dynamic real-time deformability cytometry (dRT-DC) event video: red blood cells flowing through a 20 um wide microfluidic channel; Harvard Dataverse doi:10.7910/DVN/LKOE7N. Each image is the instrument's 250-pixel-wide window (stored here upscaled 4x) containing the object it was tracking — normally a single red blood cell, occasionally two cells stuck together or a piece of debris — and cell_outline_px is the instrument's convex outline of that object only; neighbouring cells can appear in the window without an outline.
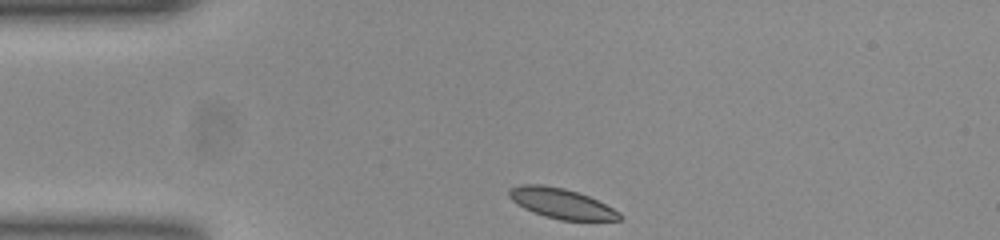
{"species": "common noctule bat (a hibernating species)", "species_latin": "Nyctalus noctula", "temperature_condition": "room temperature", "stored_images_in_passage": 33, "camera_frame_rate_fps": 3000, "um_per_image_px": 0.085, "animal": {"sex": "female", "body_mass_g": 23.0, "forearm_length_mm": 53.4}, "frame": {"image": 1, "passage_image": 1, "time_ms": 0.0, "image_size_px": [1000, 240], "cell_outline_px": [[624, 216], [620, 220], [560, 220], [544, 216], [524, 208], [516, 204], [508, 196], [508, 188], [520, 184], [544, 184], [564, 188], [588, 196], [620, 212]], "centroid_in_image_um": [47.68, 17.28], "position_along_channel_um": 37.3, "area_um2": 19.42}}
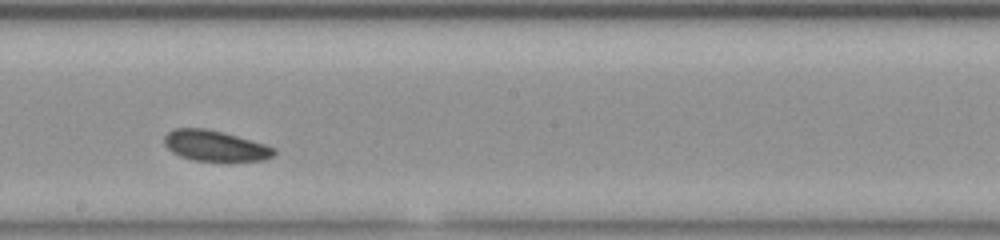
{"frame": {"image": 2, "passage_image": 19, "time_ms": 6.0, "image_size_px": [1000, 240], "cell_outline_px": [[276, 152], [272, 156], [264, 160], [192, 160], [180, 156], [172, 152], [164, 144], [164, 136], [168, 132], [176, 128], [204, 128], [236, 136], [264, 144], [276, 148]], "centroid_in_image_um": [18.25, 12.39], "position_along_channel_um": 230.0, "area_um2": 19.19}}
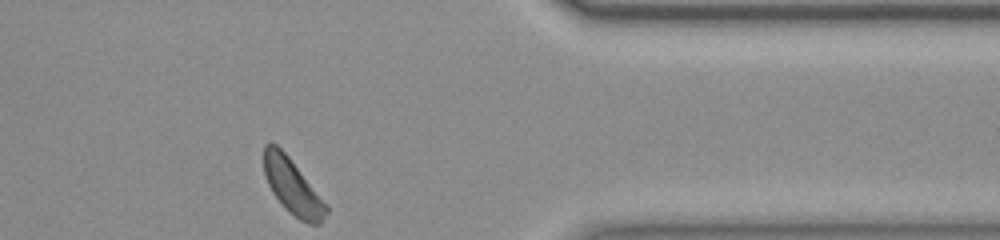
{"frame": {"image": 3, "passage_image": 33, "time_ms": 10.667, "image_size_px": [1000, 240], "cell_outline_px": [[328, 212], [320, 224], [308, 224], [300, 220], [288, 212], [284, 208], [272, 192], [264, 176], [264, 144], [276, 144], [288, 156], [328, 204]], "centroid_in_image_um": [24.88, 15.9], "position_along_channel_um": 386.5, "area_um2": 20.11}, "authors_computed_cell_mechanics": {"area_um2": 19.7676, "velocity_mm_per_s": 3.7759, "shape_relaxation_time_tau1_ms": 3.0096, "shape_relaxation_time_tau2_ms": 3.7517, "deformation_change_tau1": 0.0565, "deformation_change_tau2": 0.0798}}